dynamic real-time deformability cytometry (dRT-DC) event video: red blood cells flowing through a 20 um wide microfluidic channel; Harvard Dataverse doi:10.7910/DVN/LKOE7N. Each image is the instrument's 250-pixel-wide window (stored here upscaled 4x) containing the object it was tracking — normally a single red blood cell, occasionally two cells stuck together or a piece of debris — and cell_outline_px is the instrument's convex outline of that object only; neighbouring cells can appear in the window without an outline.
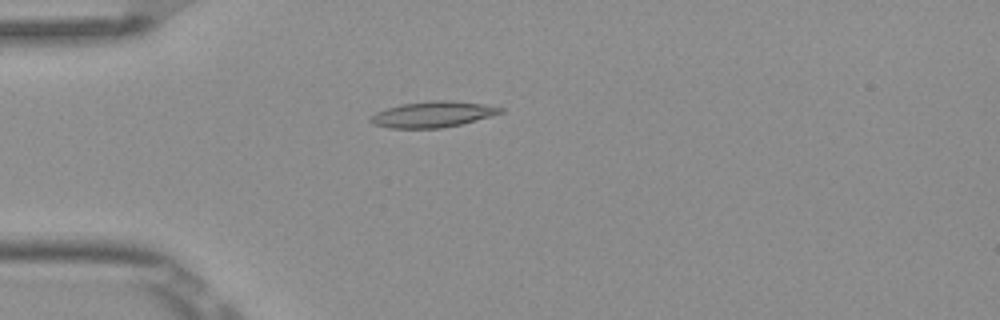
{"species": "Egyptian fruit bat (a non-hibernating species)", "species_latin": "Rousettus aegyptiacus", "temperature_condition": "room temperature", "stored_images_in_passage": 6, "camera_frame_rate_fps": 3000, "um_per_image_px": 0.085, "frame": {"image": 1, "passage_image": 4, "time_ms": 1.0, "image_size_px": [1000, 320], "cell_outline_px": [[504, 112], [460, 124], [440, 128], [388, 128], [372, 124], [368, 120], [368, 116], [376, 112], [400, 104], [432, 100], [452, 100], [484, 104], [504, 108]], "centroid_in_image_um": [36.73, 9.71], "position_along_channel_um": 48.3, "area_um2": 19.65}}
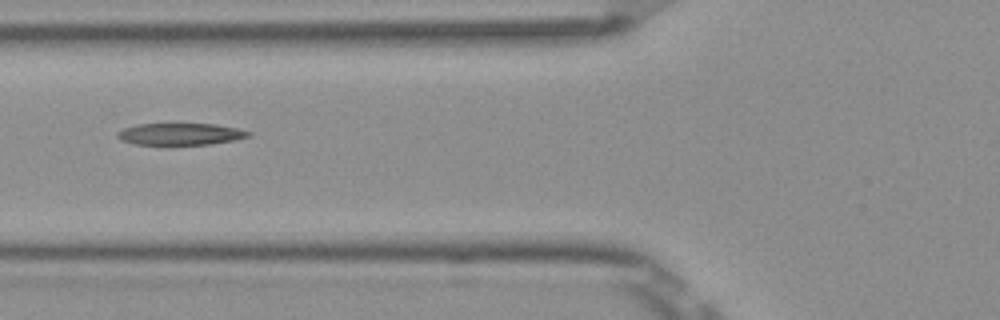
{"frame": {"image": 2, "passage_image": 6, "time_ms": 1.667, "image_size_px": [1000, 320], "cell_outline_px": [[252, 136], [236, 140], [208, 144], [136, 144], [120, 140], [116, 136], [116, 132], [124, 128], [136, 124], [216, 124], [236, 128], [252, 132]], "centroid_in_image_um": [15.35, 11.39], "position_along_channel_um": 110.5, "area_um2": 16.65}}